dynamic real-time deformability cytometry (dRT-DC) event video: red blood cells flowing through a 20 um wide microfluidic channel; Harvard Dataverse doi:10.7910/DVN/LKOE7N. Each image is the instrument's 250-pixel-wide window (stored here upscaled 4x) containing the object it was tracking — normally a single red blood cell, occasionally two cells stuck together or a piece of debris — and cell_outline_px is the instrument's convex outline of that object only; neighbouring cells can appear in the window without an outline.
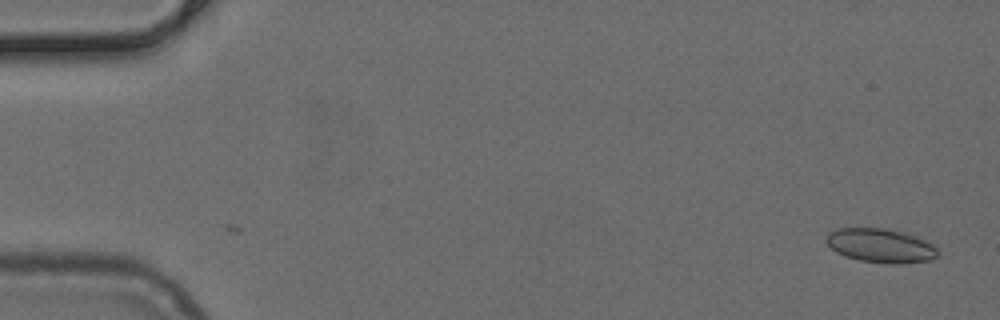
{"species": "common noctule bat (a hibernating species)", "species_latin": "Nyctalus noctula", "temperature_condition": "cold", "stored_images_in_passage": 4, "camera_frame_rate_fps": 3000, "um_per_image_px": 0.085, "animal": {"sex": "female", "body_mass_g": 24.6, "forearm_length_mm": 56.2}, "frame": {"image": 1, "passage_image": 4, "time_ms": 1.0, "image_size_px": [1000, 320], "cell_outline_px": [[940, 252], [932, 260], [900, 264], [896, 264], [860, 260], [844, 256], [836, 252], [824, 240], [832, 232], [840, 228], [884, 228], [908, 232], [928, 240]], "centroid_in_image_um": [74.93, 20.87], "position_along_channel_um": 10.1, "area_um2": 22.25}}